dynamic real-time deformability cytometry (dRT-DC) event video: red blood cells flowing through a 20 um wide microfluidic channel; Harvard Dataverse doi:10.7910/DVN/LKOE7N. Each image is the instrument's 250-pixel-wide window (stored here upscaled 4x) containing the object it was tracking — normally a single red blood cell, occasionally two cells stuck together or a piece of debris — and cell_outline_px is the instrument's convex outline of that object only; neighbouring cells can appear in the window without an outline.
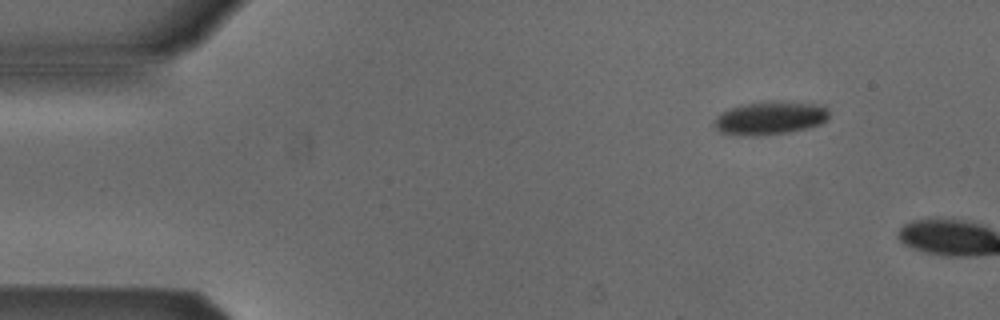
{"species": "Egyptian fruit bat (a non-hibernating species)", "species_latin": "Rousettus aegyptiacus", "temperature_condition": "cold", "stored_images_in_passage": 3, "camera_frame_rate_fps": 3000, "um_per_image_px": 0.085, "animal": {"sex": "male"}, "frame": {"image": 1, "passage_image": 2, "time_ms": 1.333, "image_size_px": [1000, 320], "cell_outline_px": [[828, 120], [820, 124], [788, 132], [752, 136], [720, 132], [712, 124], [716, 116], [728, 108], [744, 104], [772, 100], [776, 100], [824, 104], [828, 108]], "centroid_in_image_um": [65.47, 10.0], "position_along_channel_um": 19.5, "area_um2": 22.48}}